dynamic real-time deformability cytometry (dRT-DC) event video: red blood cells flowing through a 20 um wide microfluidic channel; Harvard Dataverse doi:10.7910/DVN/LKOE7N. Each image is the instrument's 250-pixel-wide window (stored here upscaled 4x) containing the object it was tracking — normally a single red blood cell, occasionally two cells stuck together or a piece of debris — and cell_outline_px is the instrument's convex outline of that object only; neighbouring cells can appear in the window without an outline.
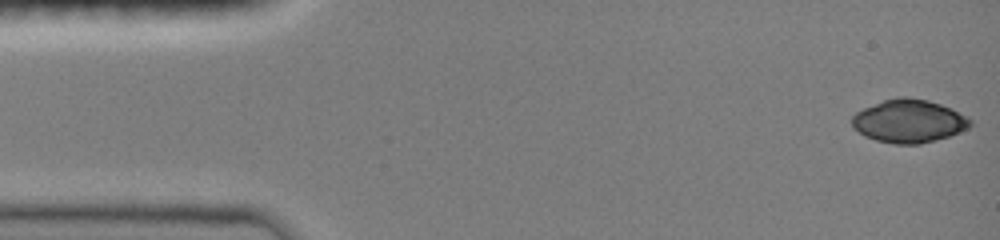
{"species": "common noctule bat (a hibernating species)", "species_latin": "Nyctalus noctula", "temperature_condition": "room temperature", "stored_images_in_passage": 43, "camera_frame_rate_fps": 3000, "um_per_image_px": 0.085, "animal": {"sex": "female", "body_mass_g": 19.0, "forearm_length_mm": 51.5}, "frame": {"image": 1, "passage_image": 1, "time_ms": 0.0, "image_size_px": [1000, 240], "cell_outline_px": [[972, 124], [968, 128], [948, 136], [936, 140], [920, 144], [896, 144], [876, 140], [864, 136], [852, 128], [852, 116], [856, 112], [864, 108], [884, 100], [900, 96], [908, 96], [928, 100], [952, 108], [972, 120]], "centroid_in_image_um": [77.24, 10.29], "position_along_channel_um": 7.8, "area_um2": 29.77}}
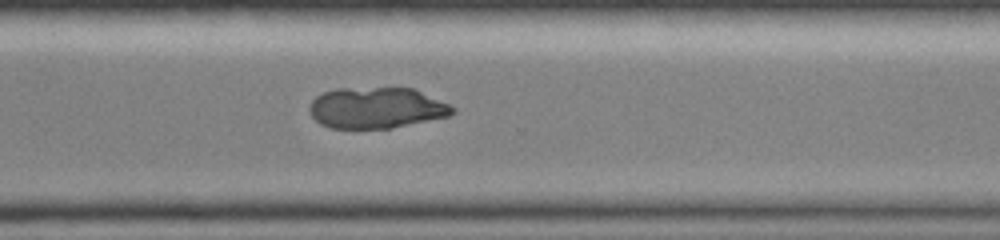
{"frame": {"image": 2, "passage_image": 32, "time_ms": 11.0, "image_size_px": [1000, 240], "cell_outline_px": [[456, 112], [448, 116], [392, 128], [332, 128], [320, 124], [312, 116], [308, 108], [312, 100], [316, 96], [324, 92], [336, 88], [412, 88], [448, 104], [456, 108]], "centroid_in_image_um": [31.97, 9.17], "position_along_channel_um": 338.6, "area_um2": 34.04}}
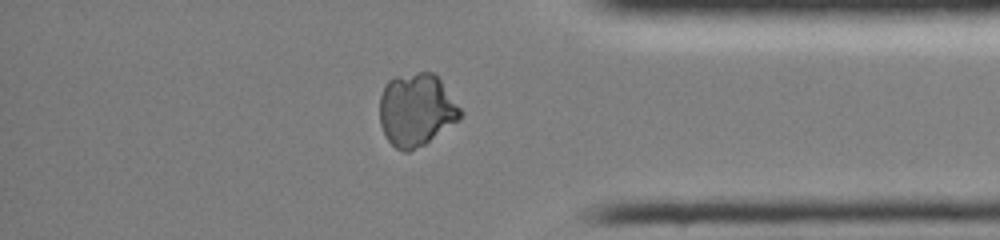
{"frame": {"image": 3, "passage_image": 38, "time_ms": 12.667, "image_size_px": [1000, 240], "cell_outline_px": [[464, 112], [460, 120], [424, 144], [408, 152], [404, 152], [396, 148], [388, 140], [380, 124], [380, 96], [384, 84], [388, 80], [396, 76], [420, 72], [432, 72], [440, 80]], "centroid_in_image_um": [35.39, 9.33], "position_along_channel_um": 399.8, "area_um2": 34.22}}